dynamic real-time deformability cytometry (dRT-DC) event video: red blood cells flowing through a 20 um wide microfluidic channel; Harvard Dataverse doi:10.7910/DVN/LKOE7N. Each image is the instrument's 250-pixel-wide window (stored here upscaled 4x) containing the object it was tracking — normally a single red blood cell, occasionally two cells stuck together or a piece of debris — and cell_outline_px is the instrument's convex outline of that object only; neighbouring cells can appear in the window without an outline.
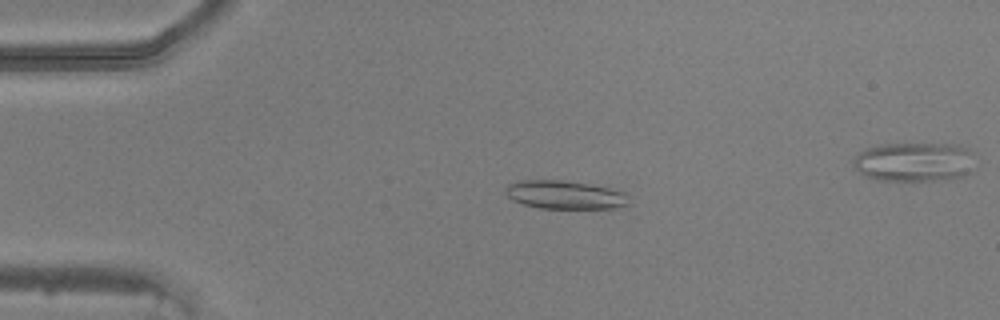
{"species": "common noctule bat (a hibernating species)", "species_latin": "Nyctalus noctula", "temperature_condition": "warm", "stored_images_in_passage": 39, "camera_frame_rate_fps": 3000, "um_per_image_px": 0.085, "animal": {"sex": "male", "body_mass_g": 20.5, "forearm_length_mm": 52.5}, "frame": {"image": 1, "passage_image": 2, "time_ms": 0.333, "image_size_px": [1000, 320], "cell_outline_px": [[628, 204], [616, 208], [540, 208], [524, 204], [512, 200], [504, 192], [504, 188], [508, 184], [524, 180], [560, 180], [588, 184], [608, 188], [624, 192]], "centroid_in_image_um": [47.95, 16.56], "position_along_channel_um": 37.0, "area_um2": 20.11}}
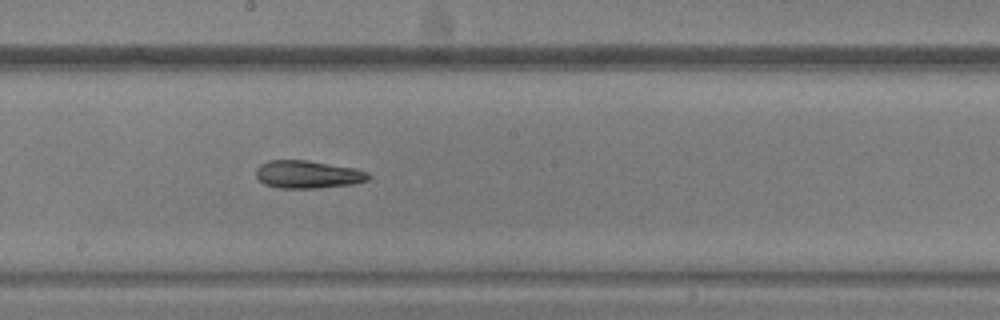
{"frame": {"image": 2, "passage_image": 18, "time_ms": 5.667, "image_size_px": [1000, 320], "cell_outline_px": [[372, 176], [368, 180], [352, 184], [316, 188], [280, 188], [264, 184], [256, 176], [256, 168], [260, 164], [268, 160], [304, 160], [356, 168], [368, 172]], "centroid_in_image_um": [26.16, 14.82], "position_along_channel_um": 222.0, "area_um2": 18.21}}
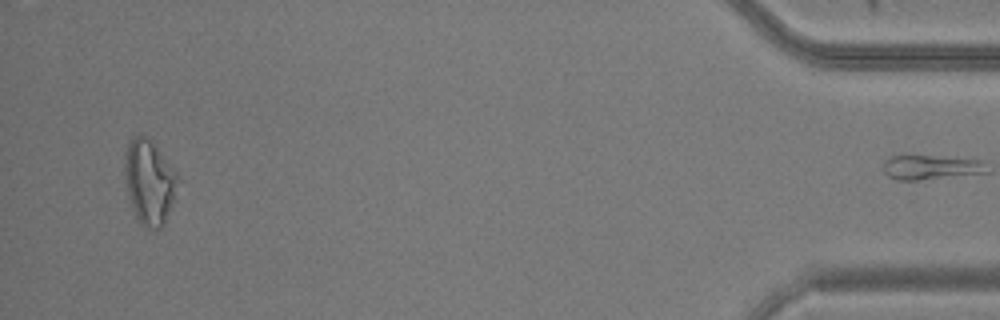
{"frame": {"image": 3, "passage_image": 38, "time_ms": 12.333, "image_size_px": [1000, 320], "cell_outline_px": [[180, 180], [172, 204], [164, 224], [160, 228], [144, 228], [140, 224], [132, 208], [128, 192], [124, 172], [124, 164], [128, 144], [132, 136], [140, 132], [148, 136], [176, 172]], "centroid_in_image_um": [12.69, 15.44], "position_along_channel_um": 422.5, "area_um2": 26.18}}